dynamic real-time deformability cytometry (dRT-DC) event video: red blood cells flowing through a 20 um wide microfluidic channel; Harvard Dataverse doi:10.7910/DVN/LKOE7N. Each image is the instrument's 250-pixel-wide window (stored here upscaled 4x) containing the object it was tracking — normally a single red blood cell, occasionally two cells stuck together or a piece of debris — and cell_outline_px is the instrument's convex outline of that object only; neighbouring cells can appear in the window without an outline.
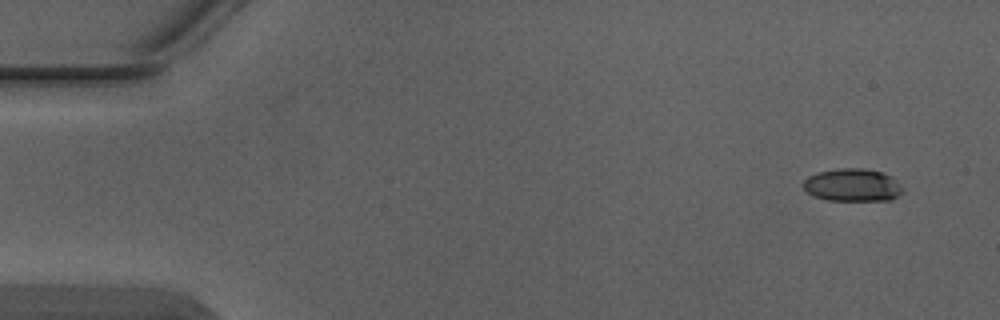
{"species": "Egyptian fruit bat (a non-hibernating species)", "species_latin": "Rousettus aegyptiacus", "temperature_condition": "warm", "stored_images_in_passage": 5, "segment_of_instrument_passage": [2, 2], "camera_frame_rate_fps": 3000, "um_per_image_px": 0.085, "animal": {"sex": "male"}, "frame": {"image": 1, "passage_image": 5, "time_ms": 1.333, "image_size_px": [1000, 320], "cell_outline_px": [[904, 192], [892, 200], [828, 200], [812, 196], [804, 188], [804, 180], [808, 176], [816, 172], [836, 168], [864, 168], [884, 172], [892, 176], [904, 188]], "centroid_in_image_um": [72.5, 15.72], "position_along_channel_um": 12.5, "area_um2": 19.31}}